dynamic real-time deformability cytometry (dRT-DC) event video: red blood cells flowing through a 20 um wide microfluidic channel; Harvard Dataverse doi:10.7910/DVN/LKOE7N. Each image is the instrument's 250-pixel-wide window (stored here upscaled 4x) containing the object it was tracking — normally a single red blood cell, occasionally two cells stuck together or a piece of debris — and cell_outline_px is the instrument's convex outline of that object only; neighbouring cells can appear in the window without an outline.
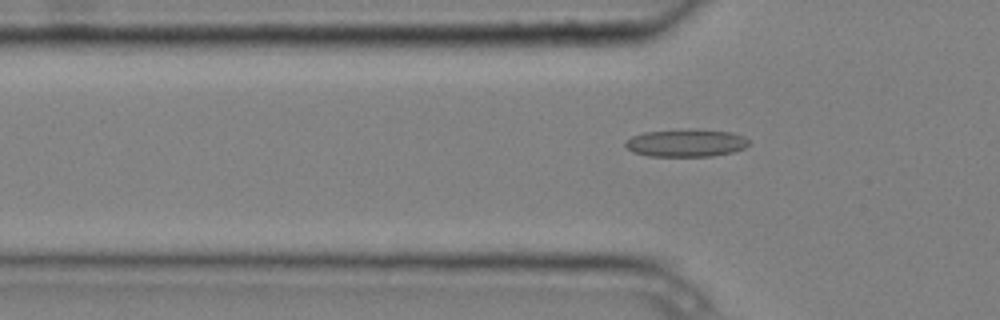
{"species": "common noctule bat (a hibernating species)", "species_latin": "Nyctalus noctula", "temperature_condition": "cold", "stored_images_in_passage": 6, "segment_of_instrument_passage": [2, 2], "camera_frame_rate_fps": 3000, "um_per_image_px": 0.085, "animal": {"sex": "male", "body_mass_g": 20.4}, "frame": {"image": 1, "passage_image": 6, "time_ms": 1.667, "image_size_px": [1000, 320], "cell_outline_px": [[748, 144], [744, 148], [732, 152], [712, 156], [648, 156], [632, 152], [624, 144], [632, 136], [644, 132], [688, 128], [696, 128], [732, 132], [744, 136], [748, 140]], "centroid_in_image_um": [58.32, 12.13], "position_along_channel_um": 67.5, "area_um2": 20.11}}